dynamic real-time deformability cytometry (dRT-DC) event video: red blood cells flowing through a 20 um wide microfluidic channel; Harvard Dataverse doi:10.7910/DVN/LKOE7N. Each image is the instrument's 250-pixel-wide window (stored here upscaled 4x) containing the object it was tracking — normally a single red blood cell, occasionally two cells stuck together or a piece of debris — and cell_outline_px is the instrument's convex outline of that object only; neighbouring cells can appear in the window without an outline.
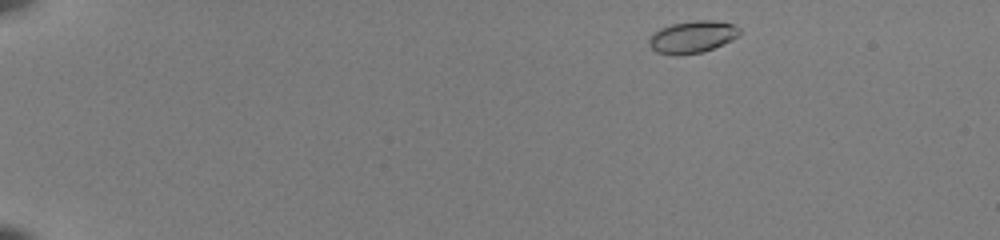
{"species": "common noctule bat (a hibernating species)", "species_latin": "Nyctalus noctula", "temperature_condition": "room temperature", "stored_images_in_passage": 46, "camera_frame_rate_fps": 3000, "um_per_image_px": 0.085, "animal": {"sex": "female", "body_mass_g": 22.0, "forearm_length_mm": 56.7}, "frame": {"image": 1, "passage_image": 2, "time_ms": 0.333, "image_size_px": [1000, 240], "cell_outline_px": [[740, 32], [732, 40], [704, 52], [676, 56], [656, 52], [648, 44], [648, 40], [660, 28], [672, 24], [696, 20], [716, 20], [732, 24], [740, 28]], "centroid_in_image_um": [58.85, 3.15], "position_along_channel_um": 26.1, "area_um2": 16.94}}
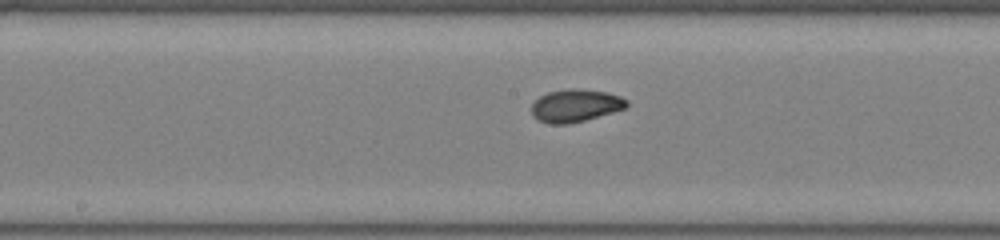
{"frame": {"image": 2, "passage_image": 24, "time_ms": 7.667, "image_size_px": [1000, 240], "cell_outline_px": [[628, 104], [624, 108], [612, 112], [584, 120], [568, 124], [548, 124], [532, 116], [532, 104], [540, 96], [548, 92], [568, 88], [580, 88], [608, 92], [620, 96], [628, 100]], "centroid_in_image_um": [48.91, 8.96], "position_along_channel_um": 199.3, "area_um2": 18.09}}
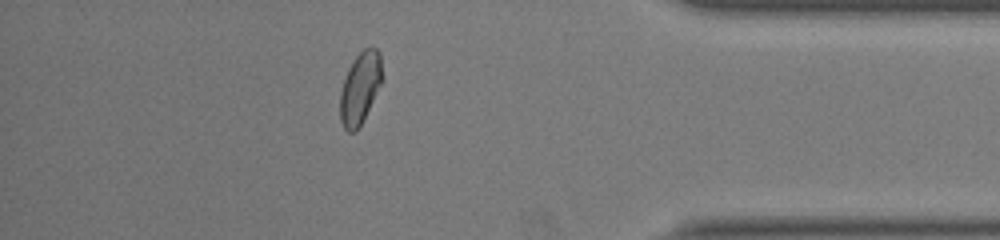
{"frame": {"image": 3, "passage_image": 41, "time_ms": 13.333, "image_size_px": [1000, 240], "cell_outline_px": [[380, 84], [356, 132], [348, 132], [344, 128], [340, 120], [340, 92], [348, 68], [352, 60], [364, 48], [376, 48], [380, 52]], "centroid_in_image_um": [30.56, 7.48], "position_along_channel_um": 404.6, "area_um2": 16.94}, "authors_computed_cell_mechanics": {"area_um2": 17.3978, "velocity_mm_per_s": 4.0052, "shape_relaxation_time_tau1_ms": 4.0501, "shape_relaxation_time_tau2_ms": 0.8984, "deformation_change_tau1": 0.1338, "deformation_change_tau2": 0.0378}}